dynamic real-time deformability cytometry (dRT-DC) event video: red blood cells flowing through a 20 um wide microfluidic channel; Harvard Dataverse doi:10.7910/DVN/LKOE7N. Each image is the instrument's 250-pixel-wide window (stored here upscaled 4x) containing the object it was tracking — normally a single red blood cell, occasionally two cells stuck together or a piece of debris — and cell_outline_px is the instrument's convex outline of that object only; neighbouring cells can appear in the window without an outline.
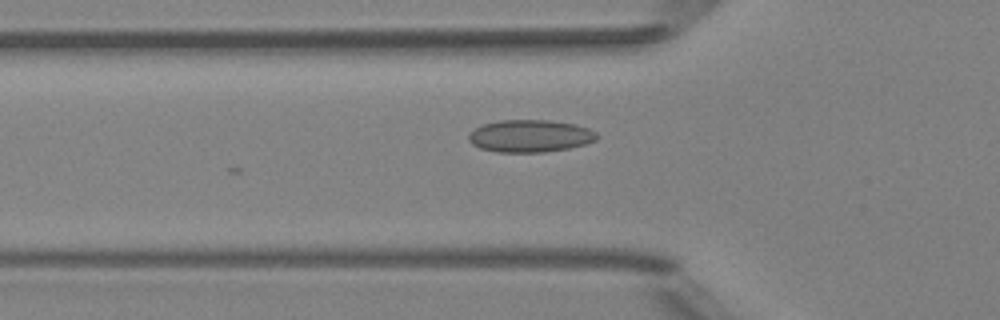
{"species": "Egyptian fruit bat (a non-hibernating species)", "species_latin": "Rousettus aegyptiacus", "temperature_condition": "room temperature", "stored_images_in_passage": 18, "camera_frame_rate_fps": 3000, "um_per_image_px": 0.085, "animal": {"sex": "female"}, "frame": {"image": 1, "passage_image": 2, "time_ms": 0.333, "image_size_px": [1000, 320], "cell_outline_px": [[600, 136], [596, 140], [584, 144], [568, 148], [544, 152], [500, 152], [480, 148], [472, 144], [468, 140], [468, 136], [476, 128], [484, 124], [500, 120], [548, 120], [576, 124], [588, 128], [596, 132]], "centroid_in_image_um": [45.08, 11.55], "position_along_channel_um": 80.7, "area_um2": 24.1}}
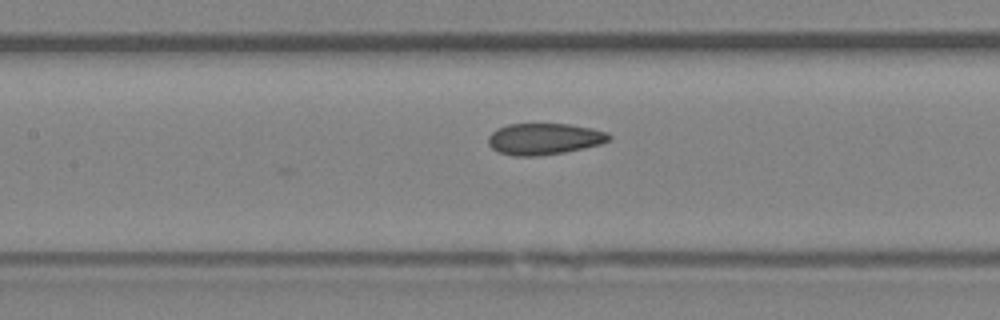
{"frame": {"image": 2, "passage_image": 8, "time_ms": 2.333, "image_size_px": [1000, 320], "cell_outline_px": [[612, 140], [600, 144], [584, 148], [564, 152], [536, 156], [516, 156], [500, 152], [492, 148], [488, 144], [488, 136], [496, 128], [508, 124], [568, 124], [592, 128], [608, 132], [612, 136]], "centroid_in_image_um": [46.28, 11.8], "position_along_channel_um": 161.1, "area_um2": 22.2}}
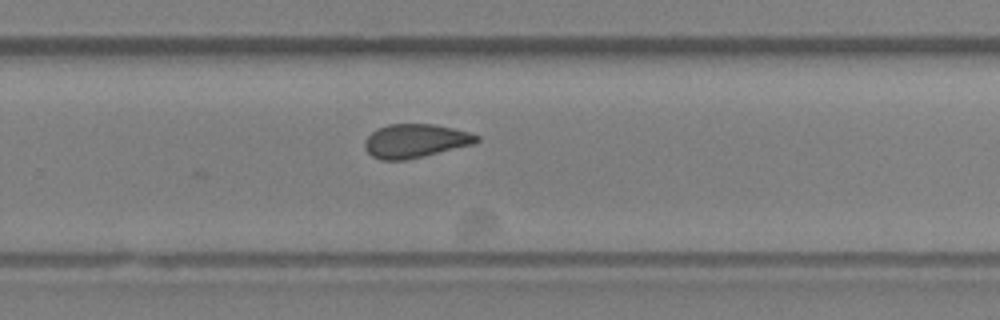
{"frame": {"image": 3, "passage_image": 18, "time_ms": 5.667, "image_size_px": [1000, 320], "cell_outline_px": [[480, 140], [476, 144], [404, 160], [380, 160], [372, 156], [364, 148], [364, 140], [376, 128], [388, 124], [432, 124], [452, 128], [468, 132], [480, 136]], "centroid_in_image_um": [35.29, 11.97], "position_along_channel_um": 294.5, "area_um2": 22.02}}